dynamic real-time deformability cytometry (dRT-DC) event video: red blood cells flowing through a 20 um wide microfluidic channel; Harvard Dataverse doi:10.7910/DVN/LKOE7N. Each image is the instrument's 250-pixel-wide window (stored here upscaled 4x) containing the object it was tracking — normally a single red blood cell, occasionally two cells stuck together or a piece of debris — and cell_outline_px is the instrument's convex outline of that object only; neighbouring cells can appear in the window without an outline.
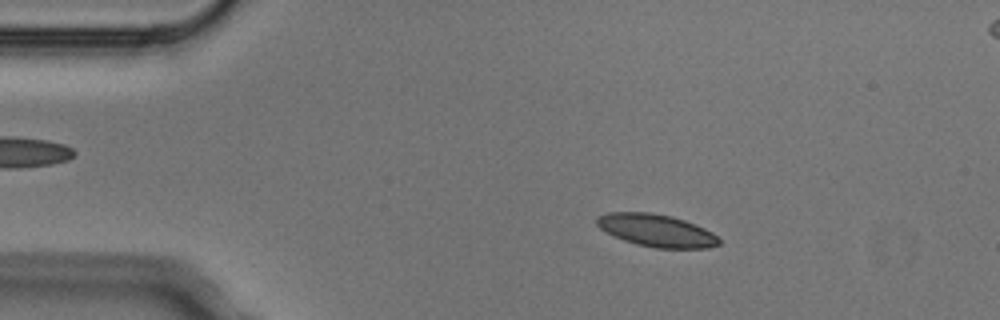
{"species": "Egyptian fruit bat (a non-hibernating species)", "species_latin": "Rousettus aegyptiacus", "temperature_condition": "cold", "stored_images_in_passage": 5, "camera_frame_rate_fps": 3000, "um_per_image_px": 0.085, "animal": {"sex": "male"}, "frame": {"image": 1, "passage_image": 1, "time_ms": 0.0, "image_size_px": [1000, 320], "cell_outline_px": [[720, 244], [708, 248], [656, 248], [636, 244], [624, 240], [600, 228], [596, 224], [596, 216], [608, 212], [648, 212], [672, 216], [696, 224], [712, 232], [720, 240]], "centroid_in_image_um": [55.8, 19.58], "position_along_channel_um": 29.2, "area_um2": 23.06}}
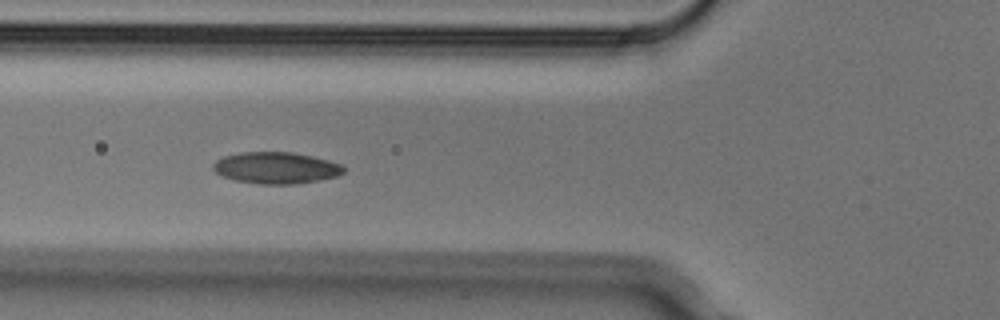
{"frame": {"image": 2, "passage_image": 4, "time_ms": 1.0, "image_size_px": [1000, 320], "cell_outline_px": [[344, 172], [336, 176], [296, 184], [260, 184], [236, 180], [224, 176], [216, 172], [212, 168], [212, 164], [216, 160], [224, 156], [240, 152], [292, 152], [312, 156], [328, 160], [340, 164], [344, 168]], "centroid_in_image_um": [23.44, 14.26], "position_along_channel_um": 102.4, "area_um2": 23.81}}
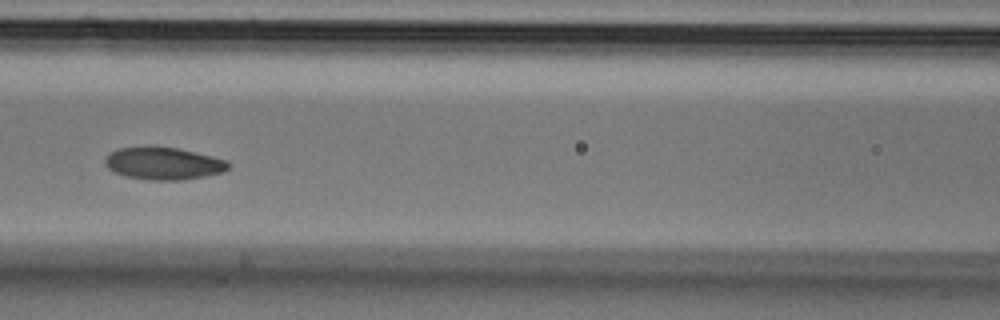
{"frame": {"image": 3, "passage_image": 5, "time_ms": 1.333, "image_size_px": [1000, 320], "cell_outline_px": [[232, 164], [224, 172], [204, 176], [180, 180], [152, 180], [124, 176], [108, 168], [104, 164], [104, 160], [108, 152], [116, 148], [148, 144], [156, 144], [176, 148], [212, 156], [228, 160]], "centroid_in_image_um": [13.85, 13.85], "position_along_channel_um": 152.8, "area_um2": 23.99}}